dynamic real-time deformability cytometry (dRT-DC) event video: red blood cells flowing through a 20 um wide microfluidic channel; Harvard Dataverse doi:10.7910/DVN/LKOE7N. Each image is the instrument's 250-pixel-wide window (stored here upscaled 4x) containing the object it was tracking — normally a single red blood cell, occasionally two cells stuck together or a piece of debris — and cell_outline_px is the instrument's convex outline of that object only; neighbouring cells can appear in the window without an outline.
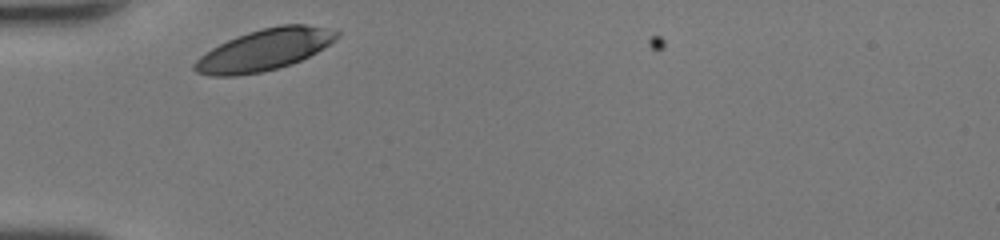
{"species": "human", "species_latin": "Homo sapiens", "temperature_condition": "room temperature", "stored_images_in_passage": 24, "camera_frame_rate_fps": 3000, "um_per_image_px": 0.085, "donor": {"sex": "female"}, "frame": {"image": 1, "passage_image": 1, "time_ms": 0.0, "image_size_px": [1000, 240], "cell_outline_px": [[340, 36], [336, 40], [324, 48], [292, 64], [260, 72], [236, 76], [212, 76], [196, 72], [192, 68], [192, 64], [200, 56], [212, 48], [236, 36], [248, 32], [280, 24], [304, 24], [324, 28], [340, 32]], "centroid_in_image_um": [22.46, 4.24], "position_along_channel_um": 62.5, "area_um2": 34.1}}
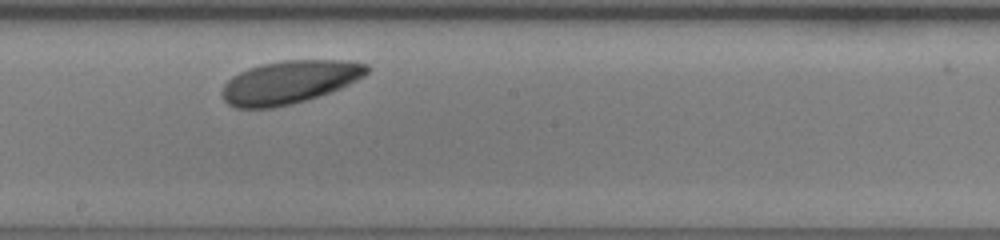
{"frame": {"image": 2, "passage_image": 13, "time_ms": 4.0, "image_size_px": [1000, 240], "cell_outline_px": [[368, 72], [364, 76], [340, 88], [292, 104], [272, 108], [236, 108], [228, 104], [224, 100], [224, 84], [232, 76], [248, 68], [264, 64], [284, 60], [352, 60], [368, 64]], "centroid_in_image_um": [24.62, 6.97], "position_along_channel_um": 223.6, "area_um2": 35.95}}
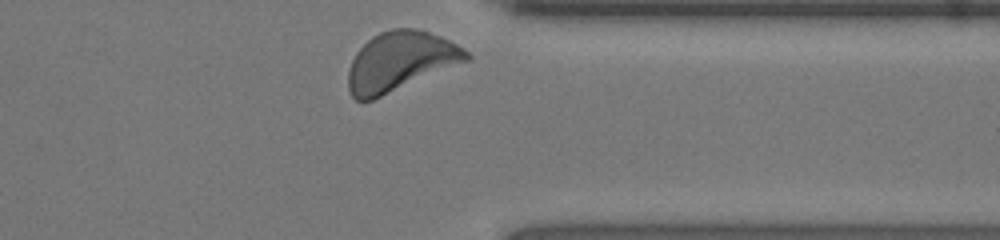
{"frame": {"image": 3, "passage_image": 24, "time_ms": 7.667, "image_size_px": [1000, 240], "cell_outline_px": [[472, 60], [372, 100], [356, 100], [352, 96], [348, 88], [348, 68], [356, 52], [372, 36], [380, 32], [392, 28], [416, 28], [440, 36], [464, 48], [472, 56]], "centroid_in_image_um": [34.05, 5.22], "position_along_channel_um": 377.4, "area_um2": 41.04}, "authors_computed_cell_mechanics": {"area_um2": 36.0672, "velocity_mm_per_s": 4.2044, "shape_relaxation_time_tau1_ms": 0.7336, "shape_relaxation_time_tau2_ms": null, "deformation_change_tau1": 0.0714, "deformation_change_tau2": null}}